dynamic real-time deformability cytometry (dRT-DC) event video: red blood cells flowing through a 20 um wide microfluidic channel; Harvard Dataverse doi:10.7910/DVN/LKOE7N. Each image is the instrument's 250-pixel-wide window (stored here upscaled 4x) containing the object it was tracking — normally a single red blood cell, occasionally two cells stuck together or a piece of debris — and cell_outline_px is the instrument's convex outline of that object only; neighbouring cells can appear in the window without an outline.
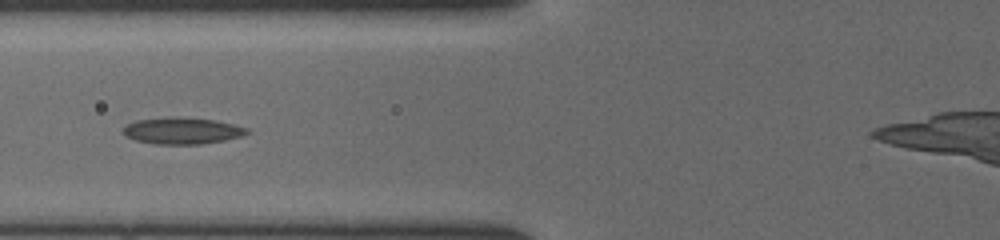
{"species": "common noctule bat (a hibernating species)", "species_latin": "Nyctalus noctula", "temperature_condition": "cold", "stored_images_in_passage": 35, "camera_frame_rate_fps": 3000, "um_per_image_px": 0.085, "animal": {"sex": "female", "body_mass_g": 19.5, "forearm_length_mm": 54.1}, "frame": {"image": 1, "passage_image": 6, "time_ms": 1.667, "image_size_px": [1000, 240], "cell_outline_px": [[252, 132], [244, 136], [224, 140], [200, 144], [152, 144], [136, 140], [124, 136], [124, 128], [128, 124], [136, 120], [164, 116], [180, 116], [216, 120], [248, 128]], "centroid_in_image_um": [15.51, 11.1], "position_along_channel_um": 110.3, "area_um2": 19.54}}
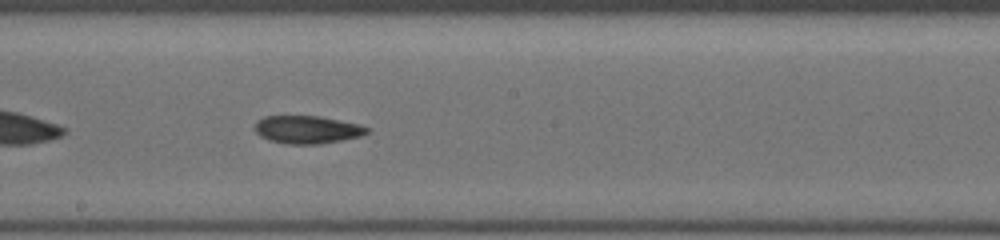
{"frame": {"image": 2, "passage_image": 14, "time_ms": 4.333, "image_size_px": [1000, 240], "cell_outline_px": [[368, 132], [360, 136], [320, 144], [288, 144], [268, 140], [260, 136], [256, 132], [256, 120], [264, 116], [320, 116], [360, 124], [368, 128]], "centroid_in_image_um": [26.09, 11.01], "position_along_channel_um": 222.1, "area_um2": 18.15}}
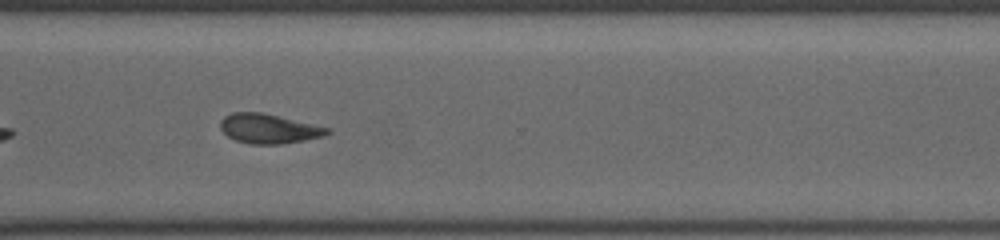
{"frame": {"image": 3, "passage_image": 23, "time_ms": 7.333, "image_size_px": [1000, 240], "cell_outline_px": [[332, 132], [324, 136], [304, 140], [280, 144], [248, 144], [236, 140], [228, 136], [220, 128], [220, 120], [224, 116], [232, 112], [264, 112], [328, 128]], "centroid_in_image_um": [22.81, 10.93], "position_along_channel_um": 347.8, "area_um2": 18.38}}